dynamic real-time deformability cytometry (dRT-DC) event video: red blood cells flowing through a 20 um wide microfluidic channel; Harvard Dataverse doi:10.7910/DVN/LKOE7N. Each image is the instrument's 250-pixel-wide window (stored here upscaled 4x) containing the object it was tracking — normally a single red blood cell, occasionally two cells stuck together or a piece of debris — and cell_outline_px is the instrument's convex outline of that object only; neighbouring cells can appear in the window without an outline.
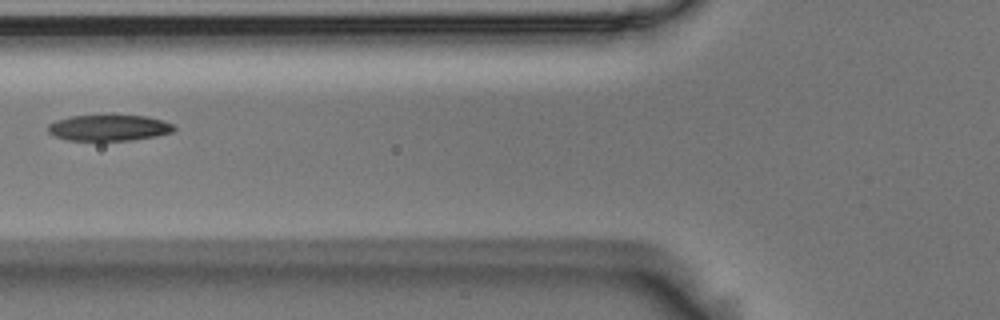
{"species": "Egyptian fruit bat (a non-hibernating species)", "species_latin": "Rousettus aegyptiacus", "temperature_condition": "room temperature", "stored_images_in_passage": 3, "camera_frame_rate_fps": 3000, "um_per_image_px": 0.085, "animal": {"sex": "male"}, "frame": {"image": 1, "passage_image": 3, "time_ms": 0.667, "image_size_px": [1000, 320], "cell_outline_px": [[176, 128], [172, 132], [156, 136], [132, 140], [68, 140], [56, 136], [48, 132], [48, 124], [56, 120], [72, 116], [112, 112], [148, 116], [164, 120], [172, 124]], "centroid_in_image_um": [9.29, 10.8], "position_along_channel_um": 116.5, "area_um2": 20.0}}